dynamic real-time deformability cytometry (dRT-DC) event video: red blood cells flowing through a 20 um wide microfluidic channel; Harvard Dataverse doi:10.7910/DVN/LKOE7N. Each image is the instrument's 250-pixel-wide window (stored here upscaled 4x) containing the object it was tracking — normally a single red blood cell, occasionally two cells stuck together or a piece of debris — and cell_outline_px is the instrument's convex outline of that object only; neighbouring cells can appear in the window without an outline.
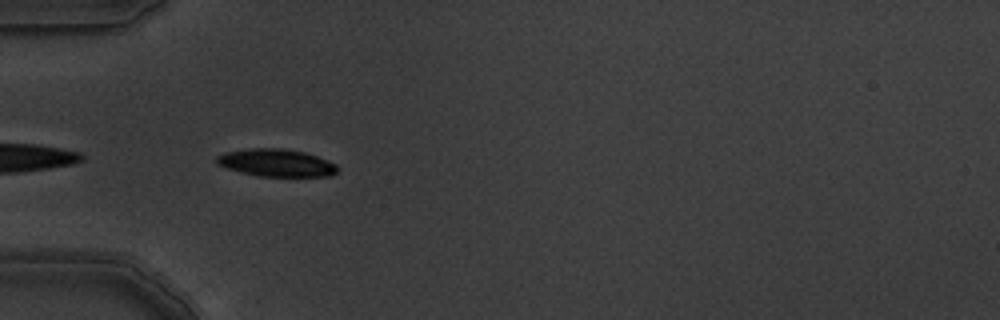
{"species": "common noctule bat (a hibernating species)", "species_latin": "Nyctalus noctula", "temperature_condition": "warm", "stored_images_in_passage": 8, "camera_frame_rate_fps": 3000, "um_per_image_px": 0.085, "animal": {"sex": "male", "body_mass_g": 19.5, "forearm_length_mm": 54.6}, "frame": {"image": 1, "passage_image": 6, "time_ms": 1.667, "image_size_px": [1000, 320], "cell_outline_px": [[340, 168], [336, 172], [328, 176], [260, 176], [228, 168], [216, 164], [216, 156], [224, 152], [248, 148], [284, 148], [304, 152], [316, 156], [336, 164]], "centroid_in_image_um": [23.48, 13.82], "position_along_channel_um": 61.5, "area_um2": 19.25}}